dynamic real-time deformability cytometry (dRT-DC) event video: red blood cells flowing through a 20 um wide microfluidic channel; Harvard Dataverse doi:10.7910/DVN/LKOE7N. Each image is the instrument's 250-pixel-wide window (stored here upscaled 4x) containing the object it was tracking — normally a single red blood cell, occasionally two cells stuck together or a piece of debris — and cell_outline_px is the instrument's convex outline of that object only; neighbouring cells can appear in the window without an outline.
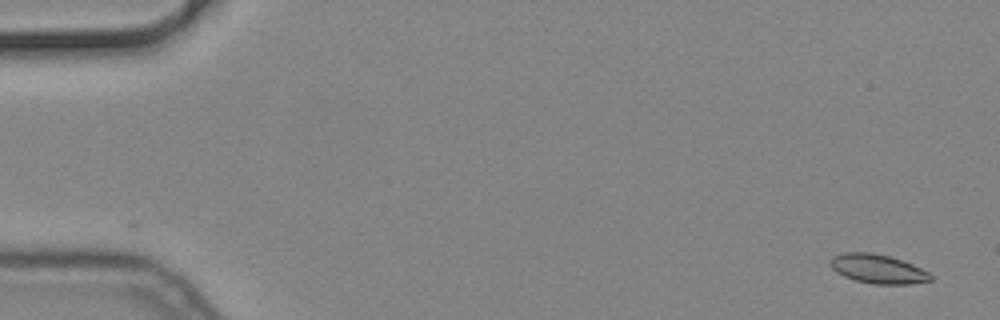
{"species": "common noctule bat (a hibernating species)", "species_latin": "Nyctalus noctula", "temperature_condition": "cold", "stored_images_in_passage": 58, "camera_frame_rate_fps": 3000, "um_per_image_px": 0.085, "animal": {"sex": "male", "body_mass_g": 19.2, "forearm_length_mm": 51.8}, "frame": {"image": 1, "passage_image": 3, "time_ms": 0.667, "image_size_px": [1000, 320], "cell_outline_px": [[932, 280], [912, 284], [872, 284], [856, 280], [844, 276], [836, 272], [828, 264], [832, 256], [844, 252], [868, 252], [888, 256], [912, 264], [928, 272], [932, 276]], "centroid_in_image_um": [74.58, 22.86], "position_along_channel_um": 10.4, "area_um2": 16.94}}
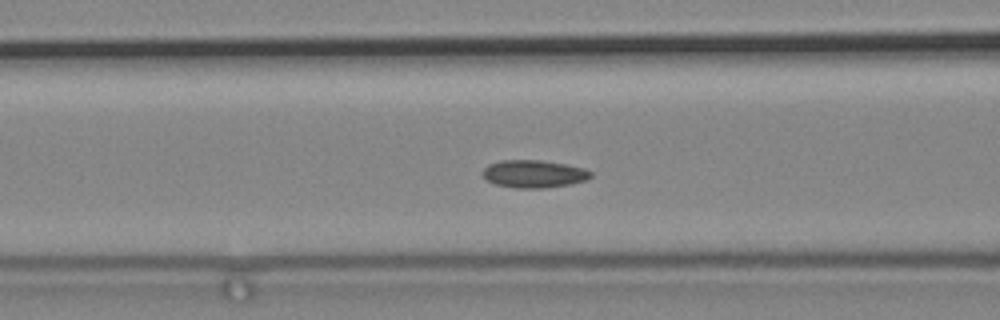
{"frame": {"image": 2, "passage_image": 24, "time_ms": 7.667, "image_size_px": [1000, 320], "cell_outline_px": [[592, 176], [584, 180], [568, 184], [544, 188], [516, 188], [496, 184], [488, 180], [484, 176], [484, 168], [488, 164], [500, 160], [540, 160], [564, 164], [584, 168], [592, 172]], "centroid_in_image_um": [45.37, 14.77], "position_along_channel_um": 121.2, "area_um2": 17.17}}
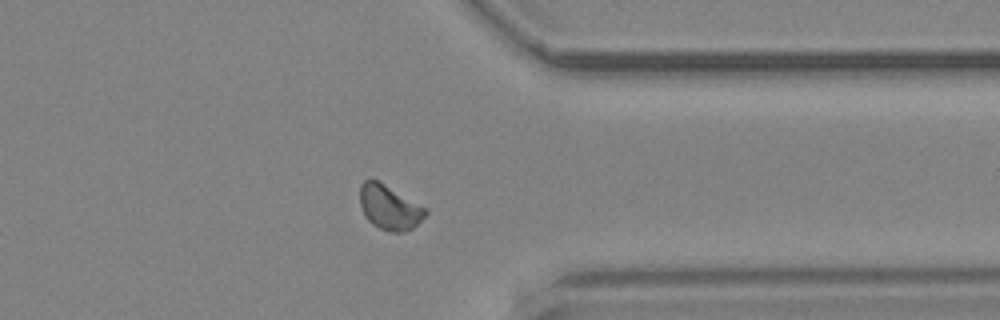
{"frame": {"image": 3, "passage_image": 46, "time_ms": 15.0, "image_size_px": [1000, 320], "cell_outline_px": [[428, 212], [412, 228], [404, 232], [392, 232], [380, 228], [372, 224], [364, 216], [360, 204], [360, 184], [368, 176], [384, 184], [428, 208]], "centroid_in_image_um": [33.08, 17.6], "position_along_channel_um": 378.3, "area_um2": 17.11}}